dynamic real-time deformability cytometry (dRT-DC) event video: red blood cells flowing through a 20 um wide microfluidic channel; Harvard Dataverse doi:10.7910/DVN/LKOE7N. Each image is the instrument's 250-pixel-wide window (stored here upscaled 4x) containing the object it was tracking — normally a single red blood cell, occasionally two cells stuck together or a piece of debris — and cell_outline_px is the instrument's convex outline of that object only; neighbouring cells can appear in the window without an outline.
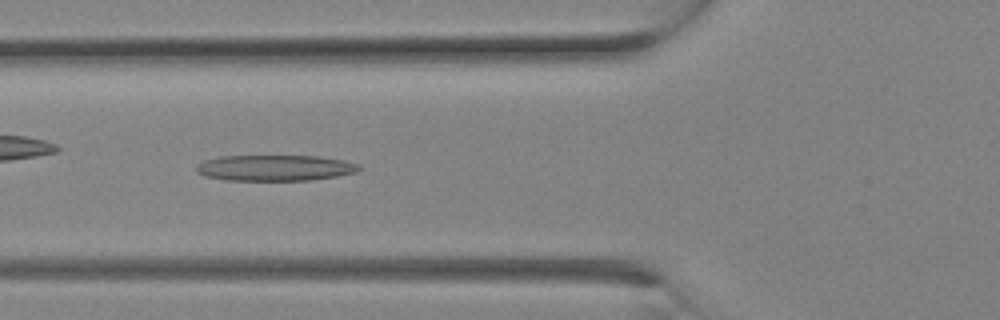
{"species": "Egyptian fruit bat (a non-hibernating species)", "species_latin": "Rousettus aegyptiacus", "temperature_condition": "room temperature", "stored_images_in_passage": 21, "camera_frame_rate_fps": 3000, "um_per_image_px": 0.085, "animal": {"sex": "female"}, "frame": {"image": 1, "passage_image": 6, "time_ms": 1.667, "image_size_px": [1000, 320], "cell_outline_px": [[364, 168], [356, 172], [336, 176], [312, 180], [224, 180], [204, 176], [196, 172], [196, 164], [204, 160], [220, 156], [316, 156], [344, 160], [360, 164]], "centroid_in_image_um": [23.37, 14.27], "position_along_channel_um": 102.4, "area_um2": 24.74}}
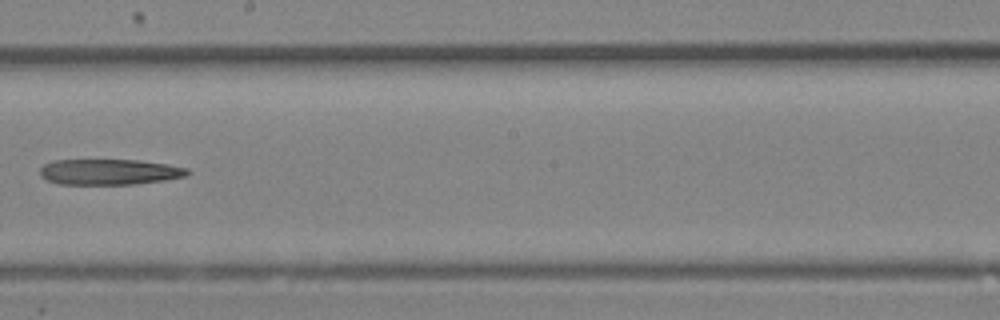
{"frame": {"image": 2, "passage_image": 11, "time_ms": 3.333, "image_size_px": [1000, 320], "cell_outline_px": [[192, 172], [184, 176], [164, 180], [136, 184], [60, 184], [48, 180], [40, 176], [40, 168], [44, 164], [52, 160], [140, 160], [168, 164], [188, 168]], "centroid_in_image_um": [9.3, 14.6], "position_along_channel_um": 238.9, "area_um2": 22.14}}
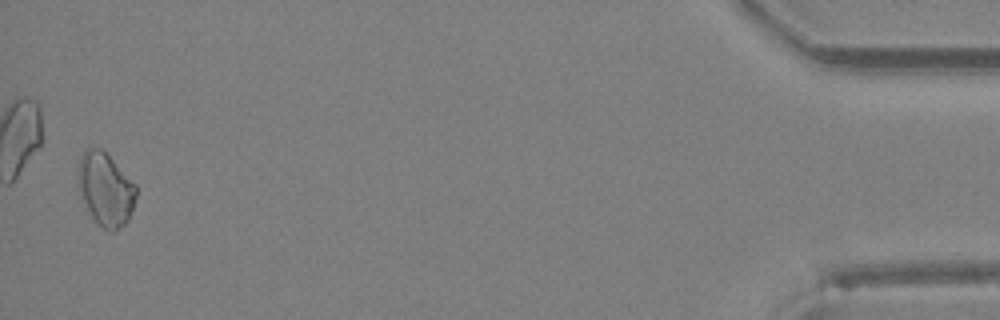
{"frame": {"image": 3, "passage_image": 21, "time_ms": 6.667, "image_size_px": [1000, 320], "cell_outline_px": [[136, 196], [128, 220], [124, 224], [112, 232], [108, 232], [96, 224], [80, 196], [80, 156], [84, 148], [100, 148], [136, 184]], "centroid_in_image_um": [8.98, 16.12], "position_along_channel_um": 426.2, "area_um2": 24.28}}